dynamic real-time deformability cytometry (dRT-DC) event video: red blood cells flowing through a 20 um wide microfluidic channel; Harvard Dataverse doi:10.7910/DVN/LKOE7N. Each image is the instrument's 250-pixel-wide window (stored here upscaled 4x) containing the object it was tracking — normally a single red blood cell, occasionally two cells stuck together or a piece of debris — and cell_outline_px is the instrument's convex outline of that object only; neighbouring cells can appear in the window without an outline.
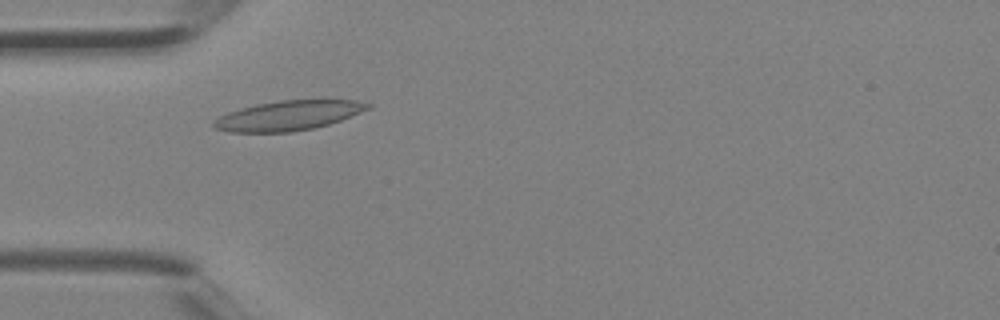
{"species": "Egyptian fruit bat (a non-hibernating species)", "species_latin": "Rousettus aegyptiacus", "temperature_condition": "room temperature", "stored_images_in_passage": 3, "camera_frame_rate_fps": 3000, "um_per_image_px": 0.085, "animal": {"sex": "female"}, "frame": {"image": 1, "passage_image": 2, "time_ms": 0.333, "image_size_px": [1000, 320], "cell_outline_px": [[372, 108], [340, 120], [316, 128], [292, 132], [232, 132], [216, 128], [212, 124], [212, 120], [228, 112], [240, 108], [256, 104], [280, 100], [324, 96], [356, 100], [372, 104]], "centroid_in_image_um": [24.63, 9.76], "position_along_channel_um": 60.4, "area_um2": 27.8}}
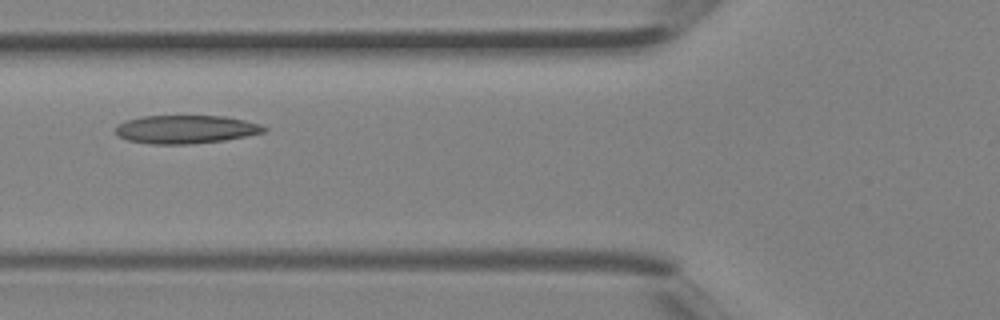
{"frame": {"image": 2, "passage_image": 3, "time_ms": 0.667, "image_size_px": [1000, 320], "cell_outline_px": [[268, 128], [264, 132], [224, 140], [188, 144], [152, 144], [128, 140], [120, 136], [116, 132], [116, 124], [128, 120], [144, 116], [224, 116], [244, 120], [260, 124]], "centroid_in_image_um": [15.79, 10.99], "position_along_channel_um": 110.0, "area_um2": 24.22}}